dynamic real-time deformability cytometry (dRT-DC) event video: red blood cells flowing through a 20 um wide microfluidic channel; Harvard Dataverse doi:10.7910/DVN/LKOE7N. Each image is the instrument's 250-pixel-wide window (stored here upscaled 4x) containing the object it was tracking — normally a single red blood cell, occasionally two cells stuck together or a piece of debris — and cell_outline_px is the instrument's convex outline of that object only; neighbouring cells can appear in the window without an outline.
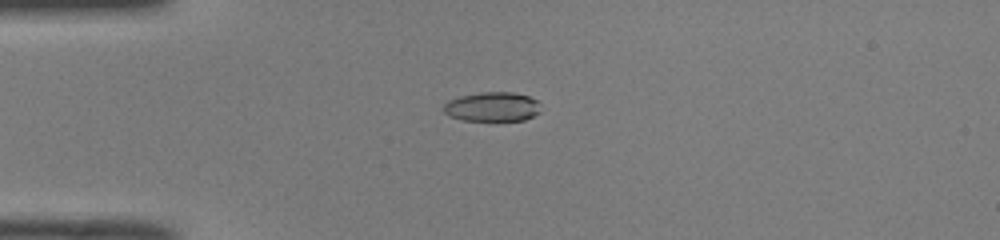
{"species": "common noctule bat (a hibernating species)", "species_latin": "Nyctalus noctula", "temperature_condition": "room temperature", "stored_images_in_passage": 52, "camera_frame_rate_fps": 3000, "um_per_image_px": 0.085, "animal": {"sex": "male", "body_mass_g": 19.0, "forearm_length_mm": 50.8}, "frame": {"image": 1, "passage_image": 14, "time_ms": 4.333, "image_size_px": [1000, 240], "cell_outline_px": [[540, 112], [524, 120], [464, 120], [448, 116], [444, 112], [444, 104], [448, 100], [460, 96], [480, 92], [512, 92], [528, 96], [536, 100]], "centroid_in_image_um": [41.81, 9.07], "position_along_channel_um": 43.2, "area_um2": 16.47}}
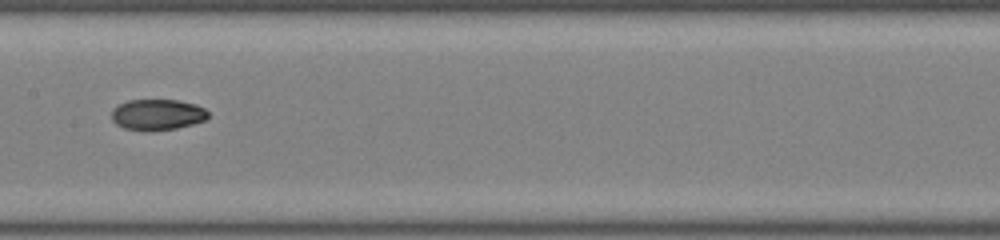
{"frame": {"image": 2, "passage_image": 27, "time_ms": 8.667, "image_size_px": [1000, 240], "cell_outline_px": [[208, 116], [204, 120], [192, 124], [176, 128], [152, 132], [124, 128], [116, 124], [112, 120], [112, 108], [128, 100], [180, 100], [196, 104], [204, 108], [208, 112]], "centroid_in_image_um": [13.36, 9.75], "position_along_channel_um": 194.0, "area_um2": 17.51}}
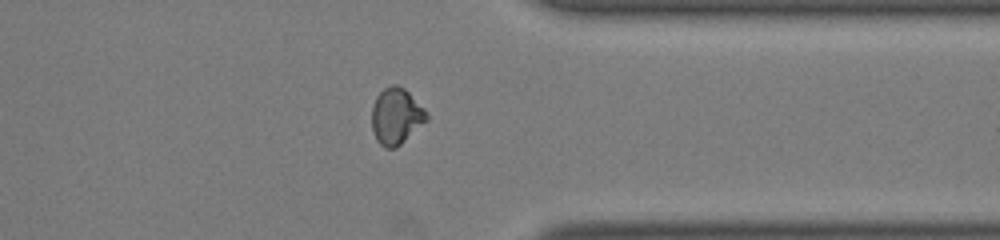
{"frame": {"image": 3, "passage_image": 41, "time_ms": 13.333, "image_size_px": [1000, 240], "cell_outline_px": [[428, 120], [396, 148], [384, 148], [376, 140], [372, 128], [372, 104], [376, 96], [384, 88], [392, 84], [396, 84], [404, 88], [428, 112]], "centroid_in_image_um": [33.67, 9.88], "position_along_channel_um": 377.7, "area_um2": 18.09}, "authors_computed_cell_mechanics": {"area_um2": 17.6579, "velocity_mm_per_s": 4.0338, "shape_relaxation_time_tau1_ms": null, "shape_relaxation_time_tau2_ms": 4.4837, "deformation_change_tau1": null, "deformation_change_tau2": 0.048}}